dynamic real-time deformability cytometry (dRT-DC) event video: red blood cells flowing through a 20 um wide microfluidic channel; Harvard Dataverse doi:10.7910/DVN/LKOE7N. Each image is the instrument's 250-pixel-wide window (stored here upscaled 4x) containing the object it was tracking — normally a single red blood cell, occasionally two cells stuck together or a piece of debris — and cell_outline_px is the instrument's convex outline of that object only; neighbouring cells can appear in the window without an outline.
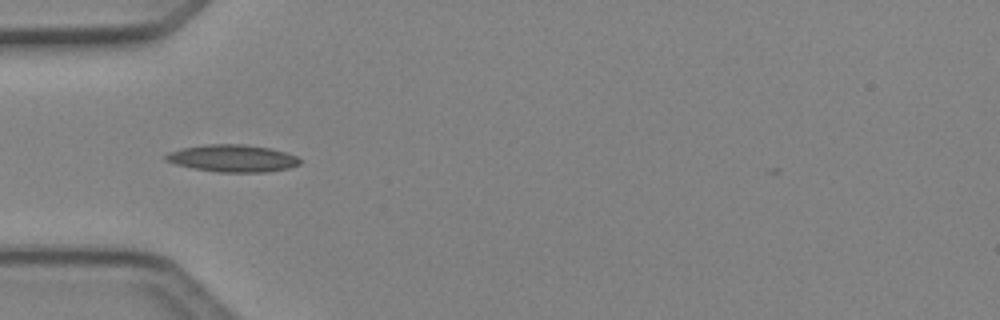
{"species": "Egyptian fruit bat (a non-hibernating species)", "species_latin": "Rousettus aegyptiacus", "temperature_condition": "cold", "stored_images_in_passage": 35, "camera_frame_rate_fps": 3000, "um_per_image_px": 0.085, "animal": {"sex": "female"}, "frame": {"image": 1, "passage_image": 2, "time_ms": 0.333, "image_size_px": [1000, 320], "cell_outline_px": [[300, 164], [288, 168], [268, 172], [216, 172], [192, 168], [176, 164], [164, 160], [164, 156], [168, 152], [180, 148], [204, 144], [244, 144], [268, 148], [284, 152], [296, 156], [300, 160]], "centroid_in_image_um": [19.72, 13.45], "position_along_channel_um": 65.3, "area_um2": 21.33}}
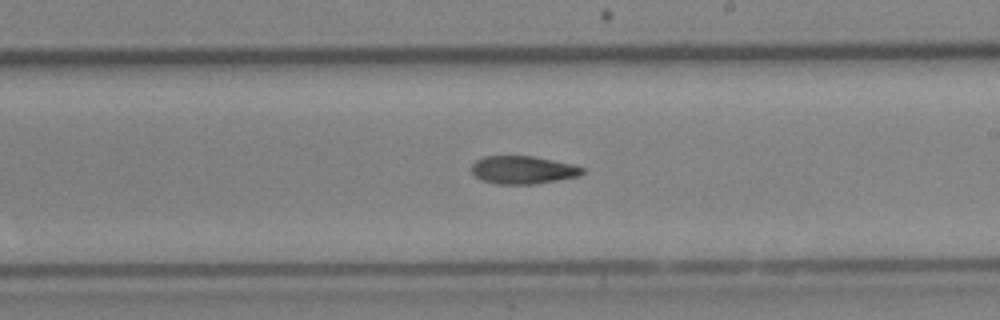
{"frame": {"image": 2, "passage_image": 15, "time_ms": 4.667, "image_size_px": [1000, 320], "cell_outline_px": [[584, 172], [580, 176], [532, 184], [496, 184], [480, 180], [472, 172], [472, 164], [476, 160], [484, 156], [532, 156], [576, 164], [584, 168]], "centroid_in_image_um": [44.46, 14.44], "position_along_channel_um": 244.5, "area_um2": 18.15}}
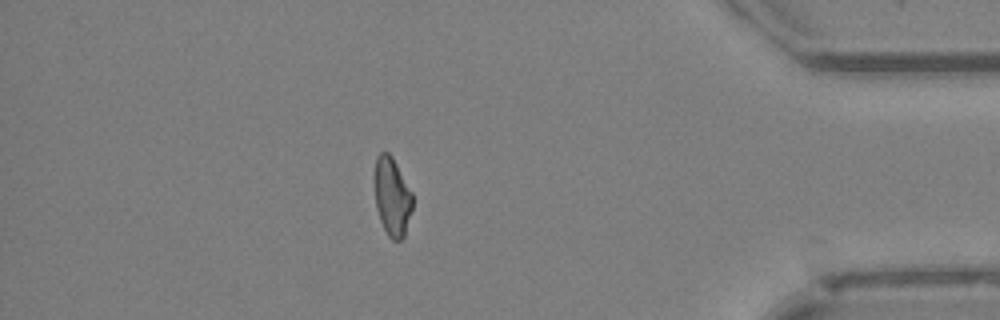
{"frame": {"image": 3, "passage_image": 29, "time_ms": 9.333, "image_size_px": [1000, 320], "cell_outline_px": [[412, 208], [404, 236], [400, 240], [392, 240], [388, 236], [380, 220], [376, 208], [372, 180], [376, 156], [380, 152], [388, 152], [392, 156], [412, 192]], "centroid_in_image_um": [33.28, 16.67], "position_along_channel_um": 401.9, "area_um2": 17.74}, "authors_computed_cell_mechanics": {"area_um2": 18.2648, "velocity_mm_per_s": 4.1736, "shape_relaxation_time_tau1_ms": 7.5389, "shape_relaxation_time_tau2_ms": 9.1107, "deformation_change_tau1": 0.1727, "deformation_change_tau2": 0.1997}}